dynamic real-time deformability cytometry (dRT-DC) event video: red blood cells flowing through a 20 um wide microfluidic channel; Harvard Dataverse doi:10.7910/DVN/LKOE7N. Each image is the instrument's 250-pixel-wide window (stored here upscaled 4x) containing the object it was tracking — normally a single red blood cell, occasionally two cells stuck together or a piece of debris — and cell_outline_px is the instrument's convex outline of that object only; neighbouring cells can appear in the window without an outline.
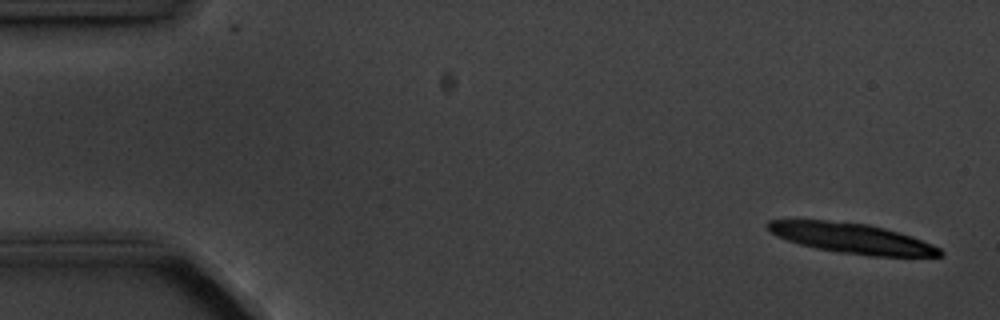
{"species": "common noctule bat (a hibernating species)", "species_latin": "Nyctalus noctula", "temperature_condition": "cold", "stored_images_in_passage": 5, "camera_frame_rate_fps": 3000, "um_per_image_px": 0.085, "animal": {"sex": "male", "body_mass_g": 20.1, "forearm_length_mm": 53.5}, "frame": {"image": 1, "passage_image": 1, "time_ms": 0.0, "image_size_px": [1000, 320], "cell_outline_px": [[944, 252], [940, 256], [872, 256], [836, 252], [816, 248], [800, 244], [776, 236], [764, 224], [768, 220], [824, 220], [868, 224], [884, 228], [912, 236], [932, 244], [940, 248]], "centroid_in_image_um": [72.4, 20.25], "position_along_channel_um": 12.6, "area_um2": 30.11}}